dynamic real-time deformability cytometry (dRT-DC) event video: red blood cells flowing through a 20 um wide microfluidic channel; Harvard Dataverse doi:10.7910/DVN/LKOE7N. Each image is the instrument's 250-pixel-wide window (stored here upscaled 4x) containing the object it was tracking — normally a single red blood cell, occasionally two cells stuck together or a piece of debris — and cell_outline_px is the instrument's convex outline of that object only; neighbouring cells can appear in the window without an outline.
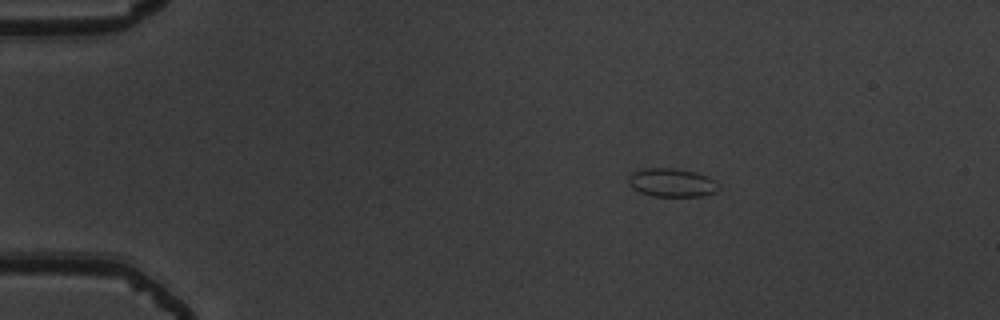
{"species": "common noctule bat (a hibernating species)", "species_latin": "Nyctalus noctula", "temperature_condition": "warm", "stored_images_in_passage": 2, "camera_frame_rate_fps": 3000, "um_per_image_px": 0.085, "animal": {"sex": "male", "body_mass_g": 19.5, "forearm_length_mm": 54.6}, "frame": {"image": 1, "passage_image": 1, "time_ms": 0.0, "image_size_px": [1000, 320], "cell_outline_px": [[720, 188], [716, 192], [704, 196], [652, 196], [640, 192], [632, 188], [628, 184], [628, 176], [632, 172], [644, 168], [672, 168], [696, 172], [708, 176], [716, 180], [720, 184]], "centroid_in_image_um": [57.13, 15.52], "position_along_channel_um": 27.9, "area_um2": 15.26}}